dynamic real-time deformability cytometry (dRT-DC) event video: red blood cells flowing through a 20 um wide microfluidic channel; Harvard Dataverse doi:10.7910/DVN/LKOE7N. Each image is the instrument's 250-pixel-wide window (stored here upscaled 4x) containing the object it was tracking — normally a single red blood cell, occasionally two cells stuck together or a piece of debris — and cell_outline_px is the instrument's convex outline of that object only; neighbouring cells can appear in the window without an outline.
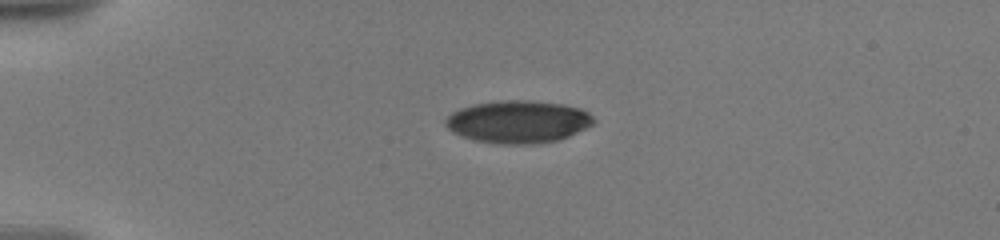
{"species": "human", "species_latin": "Homo sapiens", "temperature_condition": "warm", "stored_images_in_passage": 58, "camera_frame_rate_fps": 3000, "um_per_image_px": 0.085, "donor": {"sex": "male"}, "frame": {"image": 1, "passage_image": 1, "time_ms": 0.0, "image_size_px": [1000, 240], "cell_outline_px": [[592, 124], [568, 136], [556, 140], [532, 144], [496, 144], [472, 140], [452, 132], [444, 124], [444, 120], [452, 112], [460, 108], [476, 104], [504, 100], [528, 100], [564, 104], [580, 108], [588, 112], [592, 116]], "centroid_in_image_um": [43.99, 10.35], "position_along_channel_um": 41.0, "area_um2": 36.53}}
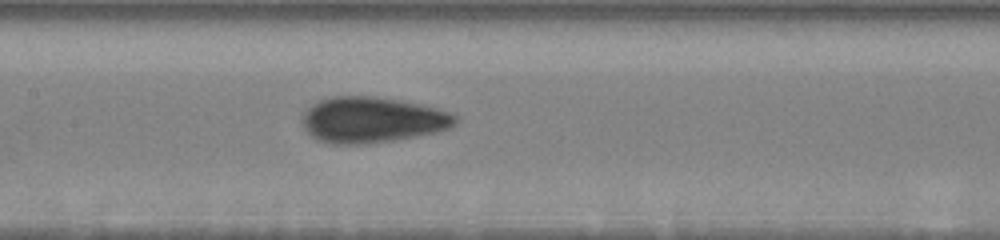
{"frame": {"image": 2, "passage_image": 33, "time_ms": 5.0, "image_size_px": [1000, 240], "cell_outline_px": [[460, 120], [452, 128], [436, 132], [396, 140], [364, 144], [332, 144], [316, 140], [304, 128], [304, 112], [312, 104], [328, 96], [376, 96], [400, 100], [420, 104], [436, 108], [448, 112], [456, 116]], "centroid_in_image_um": [31.66, 10.19], "position_along_channel_um": 175.7, "area_um2": 41.04}}
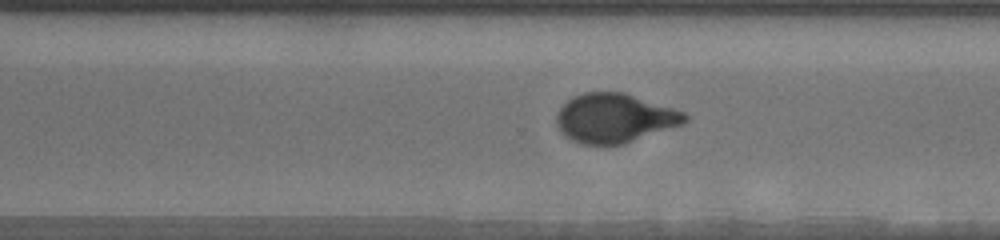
{"frame": {"image": 3, "passage_image": 57, "time_ms": 9.0, "image_size_px": [1000, 240], "cell_outline_px": [[688, 120], [684, 124], [624, 144], [580, 144], [564, 136], [556, 124], [556, 112], [568, 100], [584, 92], [624, 92], [684, 112], [688, 116]], "centroid_in_image_um": [52.23, 10.05], "position_along_channel_um": 318.4, "area_um2": 36.7}}